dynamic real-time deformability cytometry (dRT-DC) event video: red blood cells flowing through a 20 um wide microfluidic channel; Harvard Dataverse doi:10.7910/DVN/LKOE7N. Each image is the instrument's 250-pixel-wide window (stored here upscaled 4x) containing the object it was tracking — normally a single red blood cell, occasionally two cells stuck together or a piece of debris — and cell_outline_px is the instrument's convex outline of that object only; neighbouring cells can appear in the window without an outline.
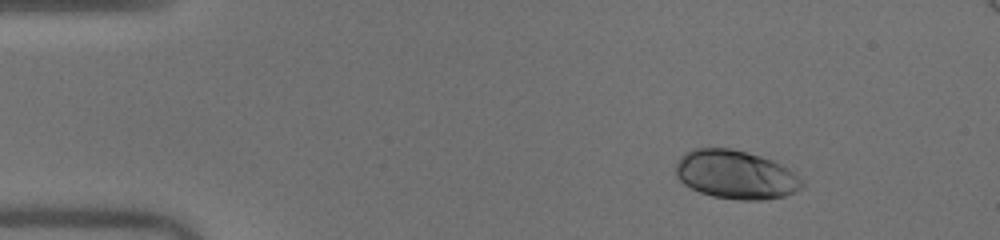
{"species": "human", "species_latin": "Homo sapiens", "temperature_condition": "warm", "stored_images_in_passage": 45, "camera_frame_rate_fps": 3000, "um_per_image_px": 0.085, "donor": {"sex": "male"}, "frame": {"image": 1, "passage_image": 1, "time_ms": 0.0, "image_size_px": [1000, 240], "cell_outline_px": [[804, 184], [796, 192], [784, 196], [764, 200], [740, 200], [712, 196], [700, 192], [684, 184], [676, 176], [676, 164], [680, 156], [684, 152], [696, 148], [732, 148], [760, 156], [772, 160], [788, 168], [804, 180]], "centroid_in_image_um": [62.54, 14.84], "position_along_channel_um": 22.5, "area_um2": 35.89}}
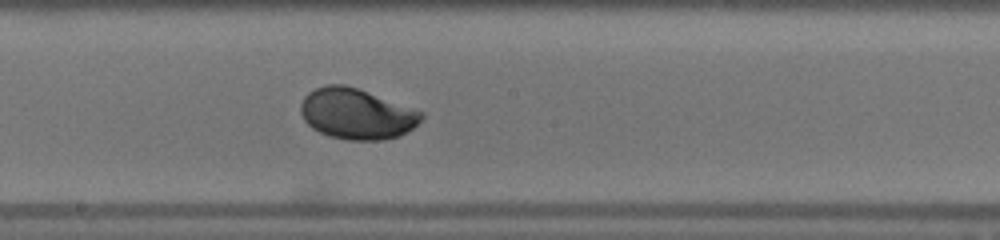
{"frame": {"image": 2, "passage_image": 22, "time_ms": 7.0, "image_size_px": [1000, 240], "cell_outline_px": [[424, 116], [412, 128], [400, 136], [384, 140], [348, 140], [328, 136], [312, 128], [304, 120], [300, 112], [300, 104], [304, 96], [308, 92], [316, 88], [328, 84], [344, 84], [356, 88], [424, 112]], "centroid_in_image_um": [30.28, 9.68], "position_along_channel_um": 217.9, "area_um2": 35.55}}
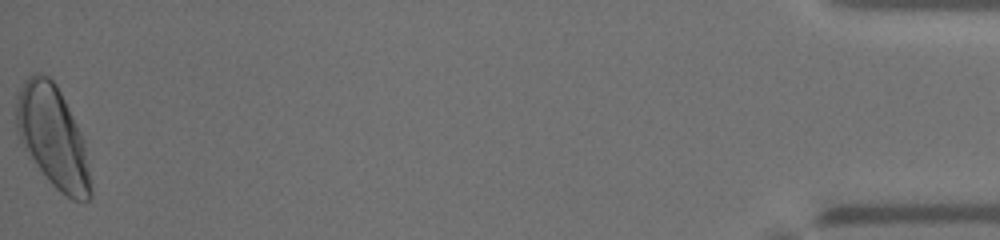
{"frame": {"image": 3, "passage_image": 45, "time_ms": 14.667, "image_size_px": [1000, 240], "cell_outline_px": [[92, 196], [88, 200], [72, 200], [60, 192], [48, 180], [36, 164], [20, 140], [16, 128], [16, 96], [24, 80], [32, 72], [40, 72], [48, 76], [56, 84], [84, 140], [92, 188]], "centroid_in_image_um": [4.48, 11.61], "position_along_channel_um": 430.7, "area_um2": 43.64}, "authors_computed_cell_mechanics": {"area_um2": 35.3158, "velocity_mm_per_s": 4.0547, "shape_relaxation_time_tau1_ms": 2.8171, "shape_relaxation_time_tau2_ms": null, "deformation_change_tau1": 0.1507, "deformation_change_tau2": null}}